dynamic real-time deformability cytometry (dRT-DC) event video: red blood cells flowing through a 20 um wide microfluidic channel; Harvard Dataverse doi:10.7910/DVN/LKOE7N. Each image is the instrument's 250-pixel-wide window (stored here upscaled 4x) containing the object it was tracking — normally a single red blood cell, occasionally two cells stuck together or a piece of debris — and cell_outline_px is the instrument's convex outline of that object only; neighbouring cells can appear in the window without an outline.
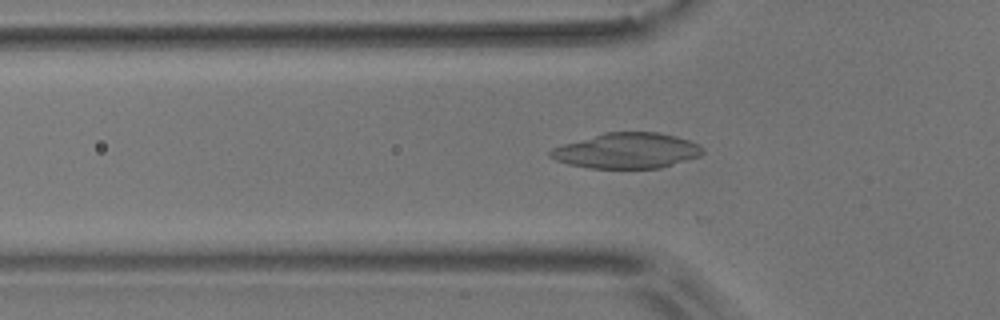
{"species": "common noctule bat (a hibernating species)", "species_latin": "Nyctalus noctula", "temperature_condition": "room temperature", "stored_images_in_passage": 47, "camera_frame_rate_fps": 3000, "um_per_image_px": 0.085, "animal": {"sex": "male", "body_mass_g": 17.9}, "frame": {"image": 1, "passage_image": 18, "time_ms": 5.667, "image_size_px": [1000, 320], "cell_outline_px": [[704, 152], [700, 156], [660, 168], [588, 168], [568, 164], [556, 160], [548, 156], [548, 152], [552, 148], [564, 144], [604, 132], [656, 132], [676, 136], [700, 144], [704, 148]], "centroid_in_image_um": [53.29, 12.81], "position_along_channel_um": 72.5, "area_um2": 31.5}}
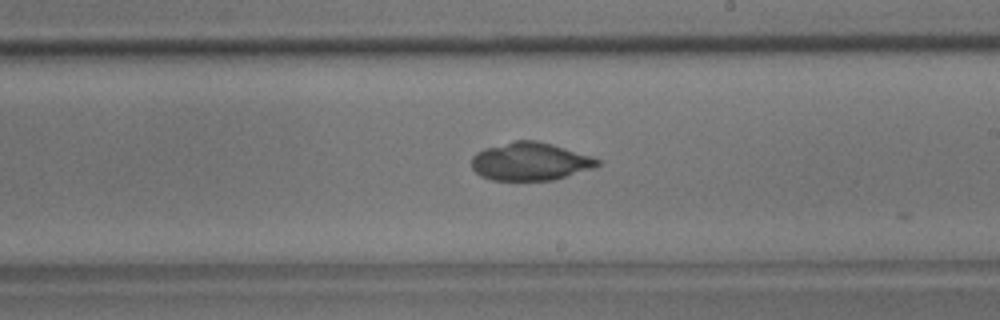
{"frame": {"image": 2, "passage_image": 32, "time_ms": 10.333, "image_size_px": [1000, 320], "cell_outline_px": [[600, 164], [596, 168], [568, 176], [552, 180], [492, 180], [480, 176], [472, 168], [472, 156], [476, 152], [484, 148], [516, 140], [536, 140], [552, 144], [592, 156], [600, 160]], "centroid_in_image_um": [45.08, 13.73], "position_along_channel_um": 243.9, "area_um2": 28.03}}
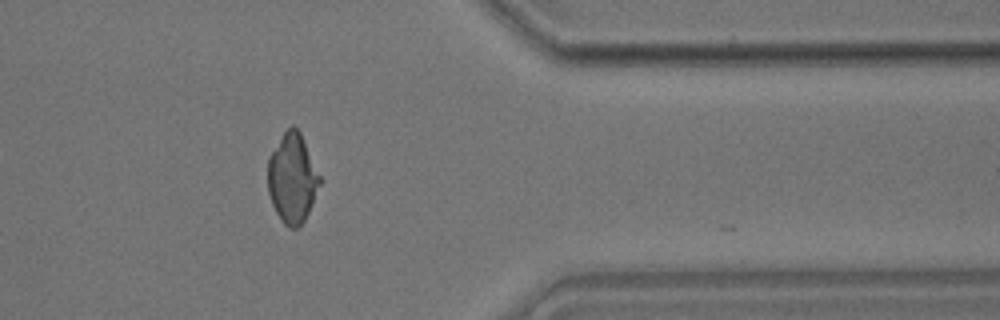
{"frame": {"image": 3, "passage_image": 45, "time_ms": 14.667, "image_size_px": [1000, 320], "cell_outline_px": [[320, 184], [312, 204], [304, 220], [296, 228], [288, 228], [280, 220], [272, 204], [268, 192], [268, 156], [284, 132], [292, 124], [300, 132], [320, 176]], "centroid_in_image_um": [24.82, 15.16], "position_along_channel_um": 386.6, "area_um2": 26.82}, "authors_computed_cell_mechanics": {"area_um2": 28.6688, "velocity_mm_per_s": 3.6588, "shape_relaxation_time_tau1_ms": null, "shape_relaxation_time_tau2_ms": 2.12, "deformation_change_tau1": null, "deformation_change_tau2": 0.0409}}